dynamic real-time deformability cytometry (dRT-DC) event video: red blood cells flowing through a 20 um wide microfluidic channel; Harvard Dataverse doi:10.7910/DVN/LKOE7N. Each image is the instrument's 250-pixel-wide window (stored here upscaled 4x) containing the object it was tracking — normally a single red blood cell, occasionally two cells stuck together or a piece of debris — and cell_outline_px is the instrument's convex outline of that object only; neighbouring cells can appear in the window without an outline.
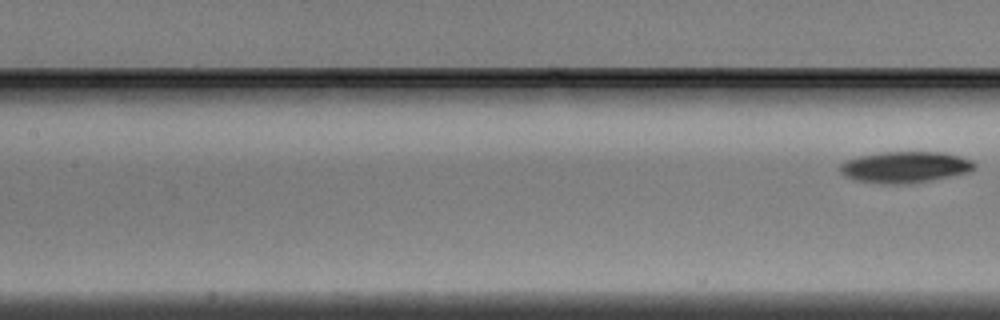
{"species": "Egyptian fruit bat (a non-hibernating species)", "species_latin": "Rousettus aegyptiacus", "temperature_condition": "warm", "stored_images_in_passage": 5, "segment_of_instrument_passage": [2, 2], "camera_frame_rate_fps": 3000, "um_per_image_px": 0.085, "animal": {"sex": "male"}, "frame": {"image": 1, "passage_image": 5, "time_ms": 1.333, "image_size_px": [1000, 320], "cell_outline_px": [[976, 168], [968, 172], [952, 176], [932, 180], [908, 184], [880, 184], [852, 180], [844, 176], [840, 172], [840, 164], [844, 160], [860, 156], [880, 152], [944, 152], [960, 156], [972, 160], [976, 164]], "centroid_in_image_um": [76.91, 14.21], "position_along_channel_um": 130.5, "area_um2": 24.91}}